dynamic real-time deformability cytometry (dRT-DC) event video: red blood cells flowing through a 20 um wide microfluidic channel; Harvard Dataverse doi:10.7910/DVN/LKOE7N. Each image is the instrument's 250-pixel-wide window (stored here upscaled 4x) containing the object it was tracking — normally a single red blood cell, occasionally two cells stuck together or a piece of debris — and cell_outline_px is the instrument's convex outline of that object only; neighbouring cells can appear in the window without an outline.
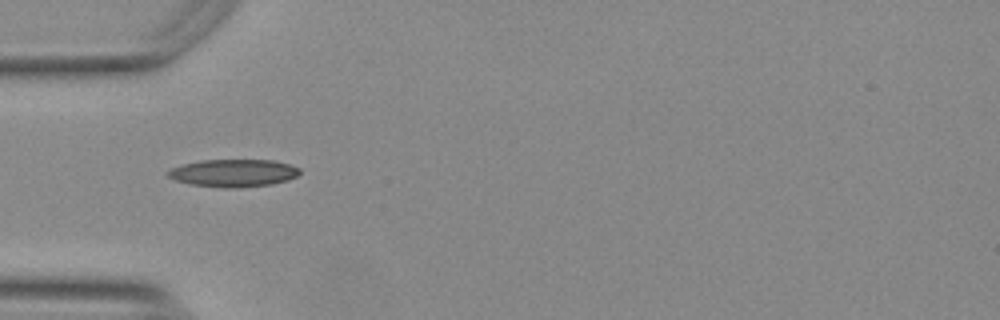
{"species": "Egyptian fruit bat (a non-hibernating species)", "species_latin": "Rousettus aegyptiacus", "temperature_condition": "warm", "stored_images_in_passage": 38, "camera_frame_rate_fps": 3000, "um_per_image_px": 0.085, "animal": {"sex": "female"}, "frame": {"image": 1, "passage_image": 1, "time_ms": 0.0, "image_size_px": [1000, 320], "cell_outline_px": [[300, 172], [296, 176], [288, 180], [272, 184], [236, 188], [224, 188], [188, 184], [176, 180], [168, 176], [168, 172], [172, 168], [184, 164], [200, 160], [272, 160], [288, 164], [300, 168]], "centroid_in_image_um": [19.85, 14.71], "position_along_channel_um": 65.1, "area_um2": 21.1}}
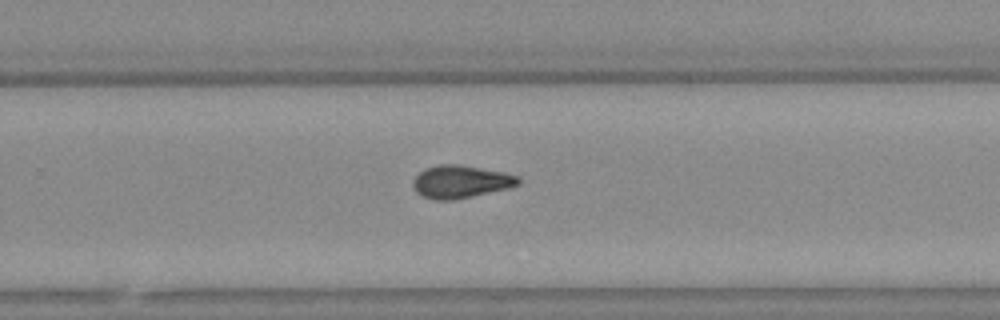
{"frame": {"image": 2, "passage_image": 19, "time_ms": 6.0, "image_size_px": [1000, 320], "cell_outline_px": [[520, 184], [508, 188], [452, 200], [436, 200], [424, 196], [416, 192], [412, 184], [412, 180], [424, 168], [440, 164], [456, 164], [504, 172], [516, 176], [520, 180]], "centroid_in_image_um": [39.12, 15.44], "position_along_channel_um": 290.7, "area_um2": 19.83}}
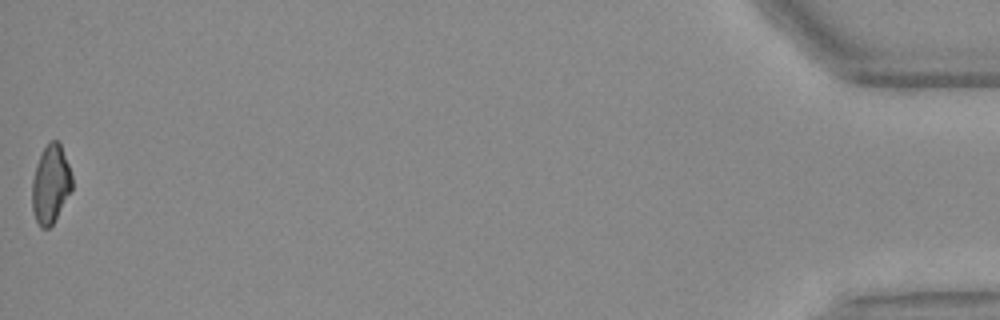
{"frame": {"image": 3, "passage_image": 38, "time_ms": 12.333, "image_size_px": [1000, 320], "cell_outline_px": [[72, 188], [52, 224], [48, 228], [40, 228], [36, 220], [32, 208], [32, 180], [36, 164], [44, 148], [52, 140], [56, 140], [60, 144], [68, 164], [72, 176]], "centroid_in_image_um": [4.29, 15.66], "position_along_channel_um": 430.9, "area_um2": 17.86}, "authors_computed_cell_mechanics": {"area_um2": 19.1029, "velocity_mm_per_s": 3.7681, "shape_relaxation_time_tau1_ms": null, "shape_relaxation_time_tau2_ms": 2.9819, "deformation_change_tau1": null, "deformation_change_tau2": 0.0955}}